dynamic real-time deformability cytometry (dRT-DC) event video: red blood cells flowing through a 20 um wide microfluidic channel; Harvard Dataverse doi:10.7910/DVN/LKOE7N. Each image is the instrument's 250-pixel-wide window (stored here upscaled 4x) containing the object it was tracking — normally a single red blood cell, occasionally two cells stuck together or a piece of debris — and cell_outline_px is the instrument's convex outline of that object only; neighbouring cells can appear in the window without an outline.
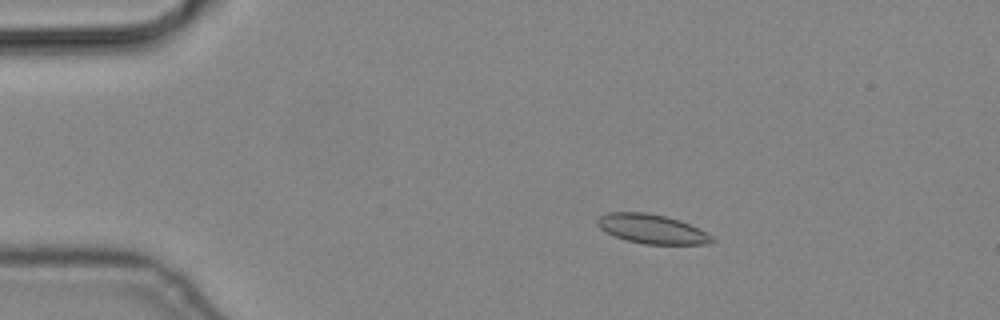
{"species": "common noctule bat (a hibernating species)", "species_latin": "Nyctalus noctula", "temperature_condition": "cold", "stored_images_in_passage": 6, "camera_frame_rate_fps": 3000, "um_per_image_px": 0.085, "animal": {"sex": "male", "body_mass_g": 19.2, "forearm_length_mm": 51.8}, "frame": {"image": 1, "passage_image": 4, "time_ms": 1.0, "image_size_px": [1000, 320], "cell_outline_px": [[716, 240], [712, 244], [644, 244], [628, 240], [616, 236], [600, 228], [596, 224], [596, 220], [600, 216], [608, 212], [644, 212], [664, 216], [680, 220], [712, 236]], "centroid_in_image_um": [55.41, 19.46], "position_along_channel_um": 29.6, "area_um2": 19.31}}